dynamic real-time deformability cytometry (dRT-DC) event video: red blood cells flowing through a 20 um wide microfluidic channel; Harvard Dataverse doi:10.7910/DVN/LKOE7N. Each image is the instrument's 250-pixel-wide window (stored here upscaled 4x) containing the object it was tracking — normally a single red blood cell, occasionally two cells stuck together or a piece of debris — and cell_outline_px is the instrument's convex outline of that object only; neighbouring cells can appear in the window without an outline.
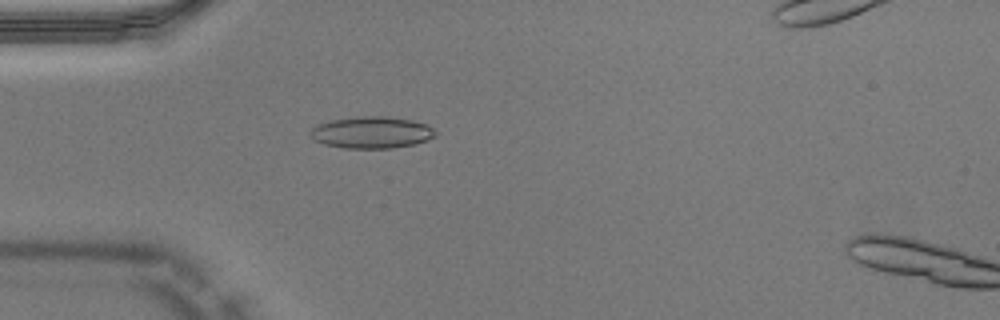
{"species": "Egyptian fruit bat (a non-hibernating species)", "species_latin": "Rousettus aegyptiacus", "temperature_condition": "warm", "stored_images_in_passage": 51, "camera_frame_rate_fps": 3000, "um_per_image_px": 0.085, "animal": {"sex": "male"}, "frame": {"image": 1, "passage_image": 15, "time_ms": 4.667, "image_size_px": [1000, 320], "cell_outline_px": [[436, 136], [428, 140], [416, 144], [392, 148], [344, 148], [324, 144], [316, 140], [308, 132], [316, 124], [328, 120], [360, 116], [384, 116], [412, 120], [424, 124], [432, 128], [436, 132]], "centroid_in_image_um": [31.58, 11.25], "position_along_channel_um": 53.4, "area_um2": 23.24}}
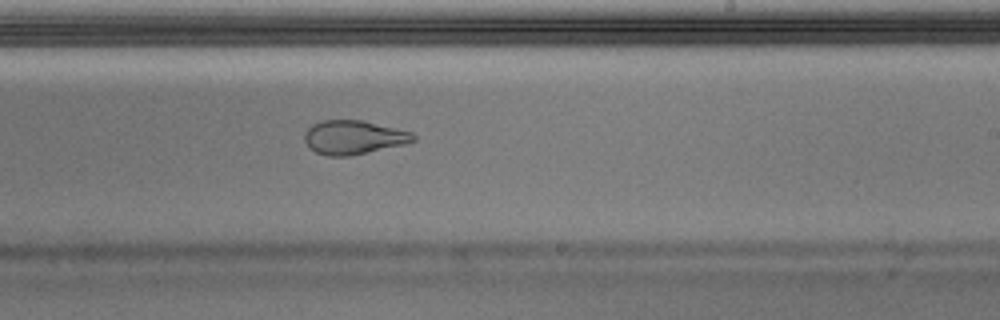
{"frame": {"image": 2, "passage_image": 31, "time_ms": 10.0, "image_size_px": [1000, 320], "cell_outline_px": [[416, 140], [404, 144], [348, 156], [328, 156], [316, 152], [308, 148], [304, 140], [304, 132], [312, 124], [320, 120], [364, 120], [412, 132], [416, 136]], "centroid_in_image_um": [30.02, 11.66], "position_along_channel_um": 259.0, "area_um2": 21.56}}
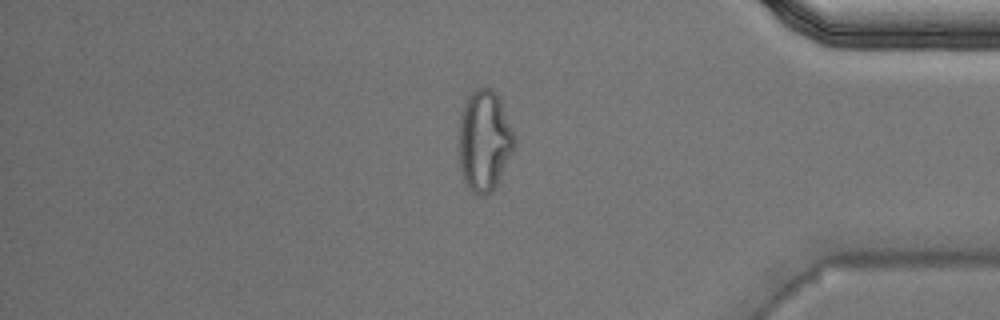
{"frame": {"image": 3, "passage_image": 43, "time_ms": 14.0, "image_size_px": [1000, 320], "cell_outline_px": [[516, 144], [492, 192], [480, 196], [472, 192], [468, 188], [464, 180], [460, 168], [460, 116], [464, 104], [468, 96], [476, 88], [492, 88], [496, 92], [500, 100], [516, 136]], "centroid_in_image_um": [41.18, 11.95], "position_along_channel_um": 394.0, "area_um2": 32.43}}